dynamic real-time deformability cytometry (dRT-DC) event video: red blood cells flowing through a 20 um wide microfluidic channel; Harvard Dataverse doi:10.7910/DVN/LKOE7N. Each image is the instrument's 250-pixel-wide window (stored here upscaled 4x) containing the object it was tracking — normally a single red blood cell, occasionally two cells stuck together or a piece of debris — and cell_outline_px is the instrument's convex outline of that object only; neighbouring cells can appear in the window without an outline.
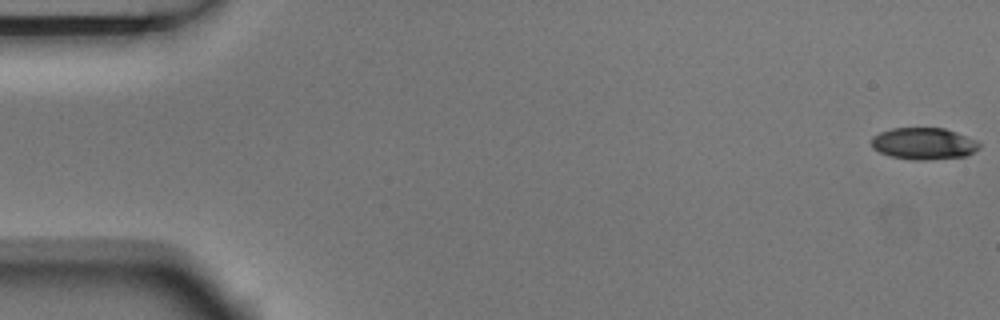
{"species": "Egyptian fruit bat (a non-hibernating species)", "species_latin": "Rousettus aegyptiacus", "temperature_condition": "room temperature", "stored_images_in_passage": 4, "camera_frame_rate_fps": 3000, "um_per_image_px": 0.085, "animal": {"sex": "male"}, "frame": {"image": 1, "passage_image": 1, "time_ms": 0.0, "image_size_px": [1000, 320], "cell_outline_px": [[980, 148], [968, 156], [928, 160], [912, 160], [892, 156], [880, 152], [872, 148], [872, 136], [880, 132], [892, 128], [944, 128], [956, 132], [976, 140], [980, 144]], "centroid_in_image_um": [78.53, 12.21], "position_along_channel_um": 6.5, "area_um2": 20.06}}
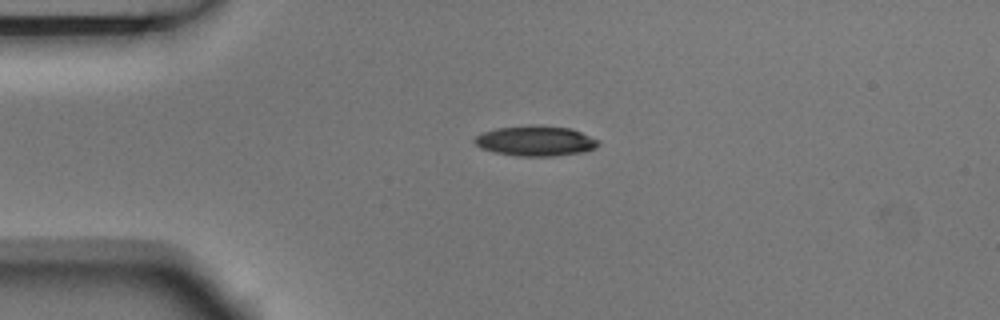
{"frame": {"image": 2, "passage_image": 4, "time_ms": 1.0, "image_size_px": [1000, 320], "cell_outline_px": [[600, 144], [596, 148], [584, 152], [552, 156], [516, 156], [496, 152], [480, 148], [472, 140], [476, 136], [484, 132], [496, 128], [572, 128], [600, 140]], "centroid_in_image_um": [45.57, 12.03], "position_along_channel_um": 39.4, "area_um2": 20.92}}